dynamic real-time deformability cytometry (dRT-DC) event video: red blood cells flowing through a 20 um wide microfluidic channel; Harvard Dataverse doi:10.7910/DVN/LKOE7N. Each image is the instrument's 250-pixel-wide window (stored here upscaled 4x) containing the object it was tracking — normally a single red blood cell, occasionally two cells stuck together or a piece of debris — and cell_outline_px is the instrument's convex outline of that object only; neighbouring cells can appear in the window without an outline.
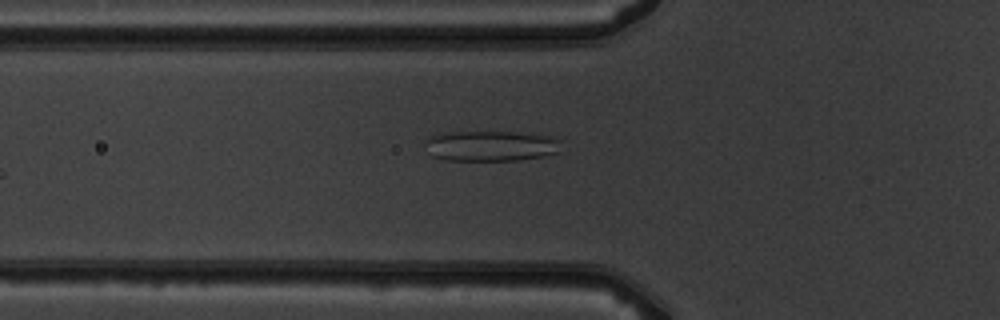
{"species": "common noctule bat (a hibernating species)", "species_latin": "Nyctalus noctula", "temperature_condition": "warm", "stored_images_in_passage": 4, "camera_frame_rate_fps": 3000, "um_per_image_px": 0.085, "animal": {"sex": "male", "body_mass_g": 19.5, "forearm_length_mm": 54.6}, "frame": {"image": 1, "passage_image": 4, "time_ms": 3.667, "image_size_px": [1000, 320], "cell_outline_px": [[560, 152], [544, 156], [516, 160], [448, 160], [432, 156], [424, 144], [424, 140], [428, 136], [444, 132], [516, 132], [540, 136], [560, 140]], "centroid_in_image_um": [41.64, 12.4], "position_along_channel_um": 84.2, "area_um2": 23.99}}